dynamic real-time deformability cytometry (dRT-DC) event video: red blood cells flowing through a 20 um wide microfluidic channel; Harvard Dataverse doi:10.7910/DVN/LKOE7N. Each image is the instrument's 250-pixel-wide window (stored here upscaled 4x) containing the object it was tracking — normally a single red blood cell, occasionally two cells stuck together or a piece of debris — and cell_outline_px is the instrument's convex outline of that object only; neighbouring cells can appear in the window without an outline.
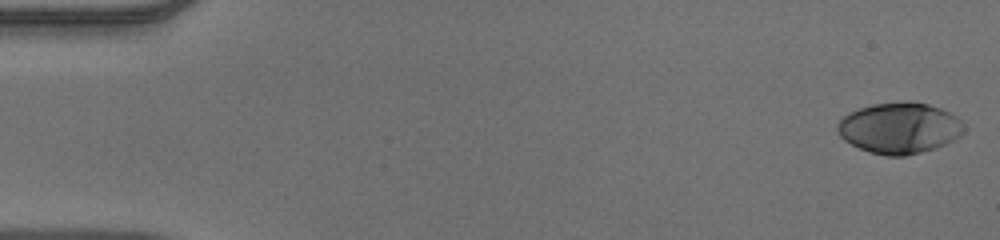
{"species": "human", "species_latin": "Homo sapiens", "temperature_condition": "warm", "stored_images_in_passage": 52, "camera_frame_rate_fps": 3000, "um_per_image_px": 0.085, "donor": {"sex": "male"}, "frame": {"image": 1, "passage_image": 1, "time_ms": 0.0, "image_size_px": [1000, 240], "cell_outline_px": [[964, 132], [960, 136], [944, 144], [920, 152], [904, 156], [884, 156], [868, 152], [844, 140], [840, 136], [836, 128], [836, 124], [848, 112], [872, 104], [928, 104], [940, 108], [956, 116], [960, 120], [964, 128]], "centroid_in_image_um": [76.41, 10.92], "position_along_channel_um": 8.6, "area_um2": 36.82}}
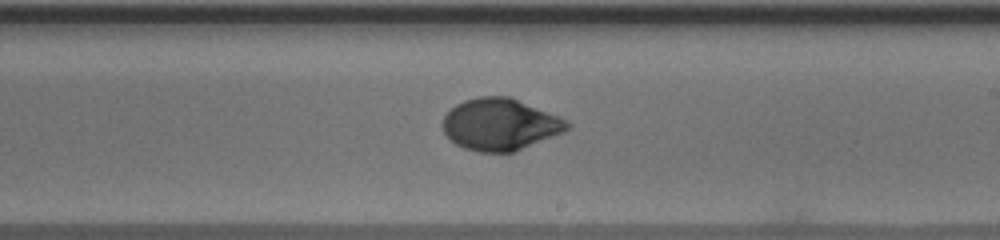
{"frame": {"image": 2, "passage_image": 31, "time_ms": 10.0, "image_size_px": [1000, 240], "cell_outline_px": [[572, 124], [564, 132], [512, 152], [480, 152], [464, 148], [456, 144], [444, 132], [444, 116], [456, 104], [464, 100], [480, 96], [508, 96], [560, 116]], "centroid_in_image_um": [42.53, 10.57], "position_along_channel_um": 246.5, "area_um2": 37.22}}
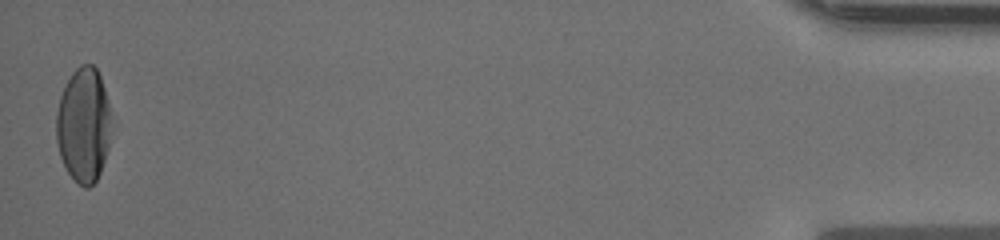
{"frame": {"image": 3, "passage_image": 52, "time_ms": 17.0, "image_size_px": [1000, 240], "cell_outline_px": [[108, 148], [100, 172], [96, 180], [88, 188], [84, 188], [68, 172], [60, 156], [56, 140], [56, 112], [60, 96], [72, 72], [80, 64], [92, 64], [96, 68], [100, 76], [104, 88], [108, 104]], "centroid_in_image_um": [7.06, 10.61], "position_along_channel_um": 428.1, "area_um2": 36.07}, "authors_computed_cell_mechanics": {"area_um2": 36.6163, "velocity_mm_per_s": 3.8995, "shape_relaxation_time_tau1_ms": 5.5277, "shape_relaxation_time_tau2_ms": 0.8256, "deformation_change_tau1": 0.2453, "deformation_change_tau2": 0.0316}}